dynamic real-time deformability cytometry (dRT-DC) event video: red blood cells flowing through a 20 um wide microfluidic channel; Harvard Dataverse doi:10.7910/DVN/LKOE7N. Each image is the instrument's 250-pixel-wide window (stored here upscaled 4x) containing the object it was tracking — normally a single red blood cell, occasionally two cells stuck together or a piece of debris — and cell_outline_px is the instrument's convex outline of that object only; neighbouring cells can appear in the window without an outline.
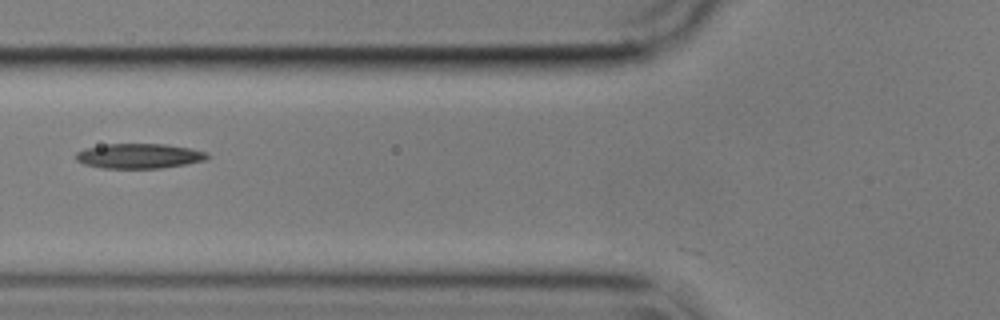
{"species": "common noctule bat (a hibernating species)", "species_latin": "Nyctalus noctula", "temperature_condition": "cold", "stored_images_in_passage": 36, "camera_frame_rate_fps": 3000, "um_per_image_px": 0.085, "animal": {"sex": "male", "body_mass_g": 17.9}, "frame": {"image": 1, "passage_image": 2, "time_ms": 0.333, "image_size_px": [1000, 320], "cell_outline_px": [[208, 156], [204, 160], [184, 164], [160, 168], [104, 168], [84, 164], [76, 160], [76, 152], [84, 148], [108, 144], [164, 144], [188, 148], [208, 152]], "centroid_in_image_um": [11.78, 13.25], "position_along_channel_um": 114.0, "area_um2": 18.84}}
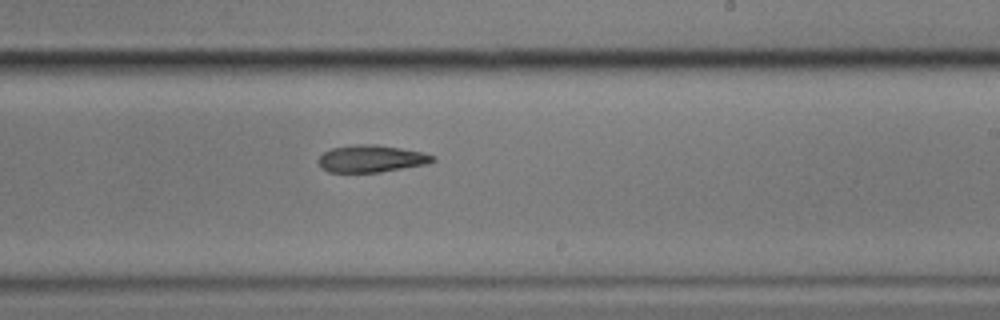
{"frame": {"image": 2, "passage_image": 14, "time_ms": 4.333, "image_size_px": [1000, 320], "cell_outline_px": [[436, 160], [428, 164], [380, 172], [328, 172], [320, 168], [316, 160], [324, 152], [332, 148], [356, 144], [376, 144], [424, 152], [436, 156]], "centroid_in_image_um": [31.56, 13.49], "position_along_channel_um": 257.4, "area_um2": 18.32}}
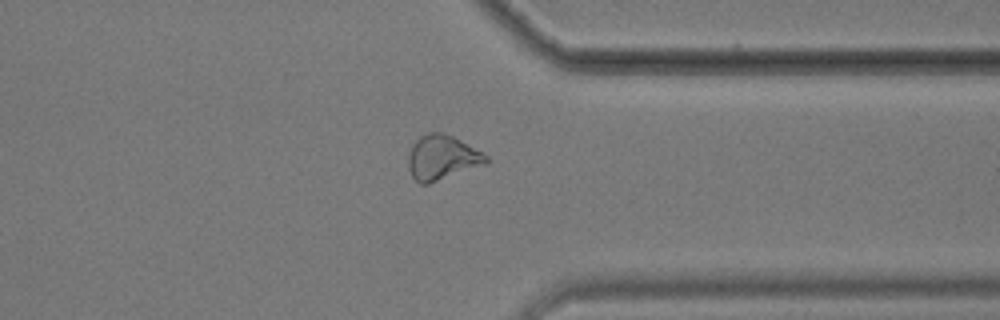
{"frame": {"image": 3, "passage_image": 24, "time_ms": 7.667, "image_size_px": [1000, 320], "cell_outline_px": [[488, 164], [428, 184], [420, 184], [412, 176], [408, 168], [408, 152], [412, 144], [420, 136], [428, 132], [444, 132], [460, 140], [488, 156]], "centroid_in_image_um": [37.56, 13.4], "position_along_channel_um": 373.8, "area_um2": 20.4}, "authors_computed_cell_mechanics": {"area_um2": 18.8717, "velocity_mm_per_s": 3.5837, "shape_relaxation_time_tau1_ms": 4.7237, "shape_relaxation_time_tau2_ms": null, "deformation_change_tau1": 0.1124, "deformation_change_tau2": null}}